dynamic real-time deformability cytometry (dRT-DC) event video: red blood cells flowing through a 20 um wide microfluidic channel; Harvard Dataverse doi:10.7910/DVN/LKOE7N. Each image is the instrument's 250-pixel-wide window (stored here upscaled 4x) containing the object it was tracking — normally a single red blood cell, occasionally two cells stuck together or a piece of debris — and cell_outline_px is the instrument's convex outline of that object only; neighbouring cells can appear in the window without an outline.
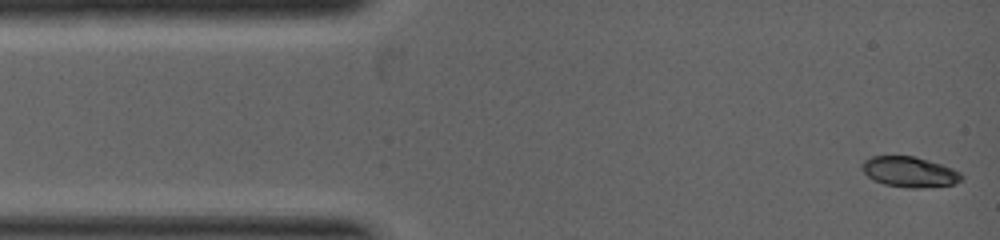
{"species": "common noctule bat (a hibernating species)", "species_latin": "Nyctalus noctula", "temperature_condition": "warm", "stored_images_in_passage": 3, "camera_frame_rate_fps": 5000, "um_per_image_px": 0.085, "animal": {"sex": "female", "body_mass_g": 19.0, "forearm_length_mm": 53.3}, "frame": {"image": 1, "passage_image": 1, "time_ms": 0.0, "image_size_px": [1000, 240], "cell_outline_px": [[964, 176], [960, 180], [952, 184], [920, 188], [908, 188], [884, 184], [868, 176], [864, 172], [860, 164], [864, 160], [872, 156], [916, 156], [952, 168], [960, 172]], "centroid_in_image_um": [77.3, 14.6], "position_along_channel_um": 7.7, "area_um2": 17.51}}
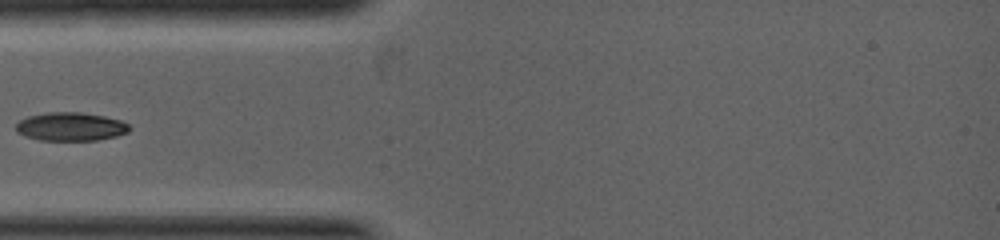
{"frame": {"image": 2, "passage_image": 3, "time_ms": 2.0, "image_size_px": [1000, 240], "cell_outline_px": [[132, 128], [128, 132], [116, 136], [96, 140], [40, 140], [24, 136], [16, 132], [16, 124], [20, 120], [28, 116], [48, 112], [80, 112], [104, 116], [120, 120], [128, 124]], "centroid_in_image_um": [6.0, 10.76], "position_along_channel_um": 79.0, "area_um2": 18.84}}